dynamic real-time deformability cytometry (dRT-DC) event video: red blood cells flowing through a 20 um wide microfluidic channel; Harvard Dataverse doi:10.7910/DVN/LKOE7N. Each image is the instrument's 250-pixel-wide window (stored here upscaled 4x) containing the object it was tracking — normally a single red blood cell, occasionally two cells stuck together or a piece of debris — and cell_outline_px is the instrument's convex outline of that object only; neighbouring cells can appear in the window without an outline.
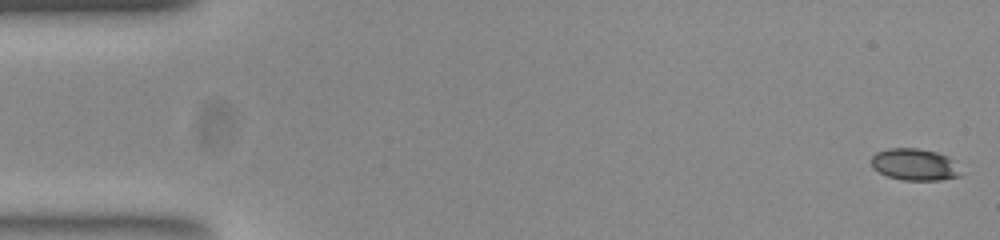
{"species": "common noctule bat (a hibernating species)", "species_latin": "Nyctalus noctula", "temperature_condition": "room temperature", "stored_images_in_passage": 53, "camera_frame_rate_fps": 3000, "um_per_image_px": 0.085, "animal": {"sex": "female", "body_mass_g": 23.0, "forearm_length_mm": 53.4}, "frame": {"image": 1, "passage_image": 1, "time_ms": 0.0, "image_size_px": [1000, 240], "cell_outline_px": [[960, 176], [940, 180], [904, 180], [888, 176], [872, 168], [872, 156], [876, 152], [888, 148], [916, 148], [936, 152], [948, 156]], "centroid_in_image_um": [77.67, 13.98], "position_along_channel_um": 7.3, "area_um2": 16.18}}
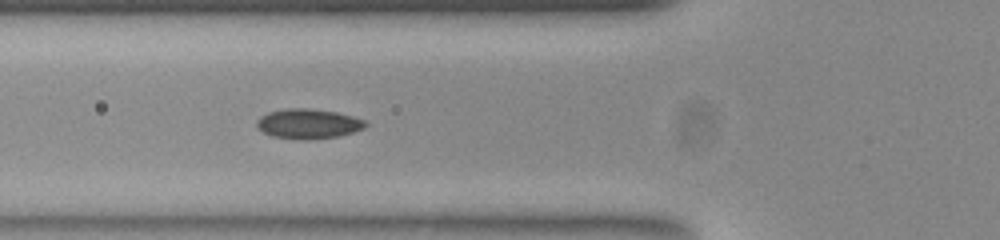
{"frame": {"image": 2, "passage_image": 19, "time_ms": 6.0, "image_size_px": [1000, 240], "cell_outline_px": [[368, 124], [364, 128], [352, 132], [336, 136], [308, 140], [304, 140], [272, 136], [264, 132], [256, 124], [256, 120], [260, 116], [268, 112], [288, 108], [308, 108], [336, 112], [352, 116], [364, 120]], "centroid_in_image_um": [26.19, 10.51], "position_along_channel_um": 99.6, "area_um2": 18.73}}
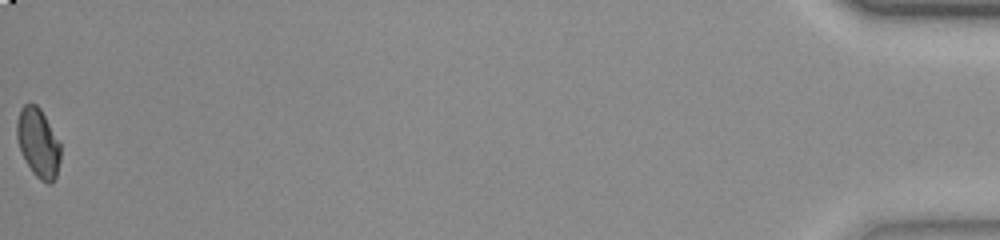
{"frame": {"image": 3, "passage_image": 53, "time_ms": 17.333, "image_size_px": [1000, 240], "cell_outline_px": [[60, 160], [56, 176], [52, 184], [48, 184], [40, 180], [32, 172], [20, 148], [16, 136], [16, 120], [20, 108], [24, 104], [36, 104], [40, 108], [60, 144]], "centroid_in_image_um": [3.23, 12.14], "position_along_channel_um": 432.0, "area_um2": 17.4}, "authors_computed_cell_mechanics": {"area_um2": 17.8024, "velocity_mm_per_s": 3.863, "shape_relaxation_time_tau1_ms": 6.5262, "shape_relaxation_time_tau2_ms": 1.9544, "deformation_change_tau1": 0.1171, "deformation_change_tau2": 0.0498}}